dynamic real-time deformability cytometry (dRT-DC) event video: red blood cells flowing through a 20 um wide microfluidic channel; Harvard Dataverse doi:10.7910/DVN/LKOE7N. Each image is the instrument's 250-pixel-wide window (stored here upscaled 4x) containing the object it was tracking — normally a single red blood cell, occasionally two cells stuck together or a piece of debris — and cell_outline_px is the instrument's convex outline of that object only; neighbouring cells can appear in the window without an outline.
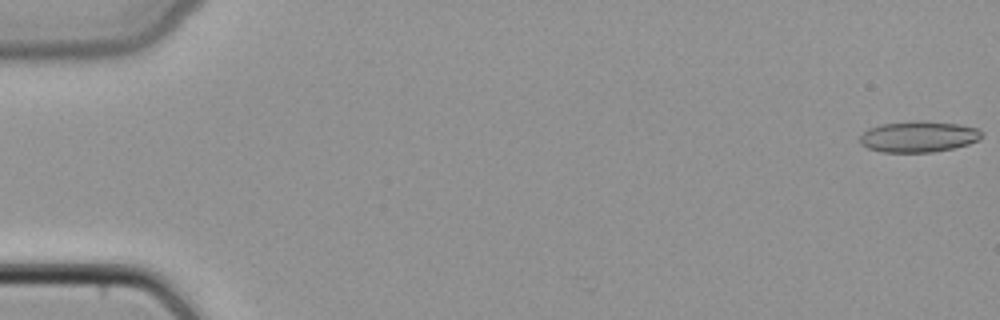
{"species": "common noctule bat (a hibernating species)", "species_latin": "Nyctalus noctula", "temperature_condition": "cold", "stored_images_in_passage": 7, "camera_frame_rate_fps": 3000, "um_per_image_px": 0.085, "animal": {"sex": "female", "body_mass_g": 22.7, "forearm_length_mm": 54.2}, "frame": {"image": 1, "passage_image": 1, "time_ms": 0.0, "image_size_px": [1000, 320], "cell_outline_px": [[984, 136], [980, 140], [968, 144], [952, 148], [932, 152], [880, 152], [868, 148], [860, 144], [860, 136], [868, 128], [880, 124], [912, 120], [924, 120], [960, 124], [976, 128], [984, 132]], "centroid_in_image_um": [78.09, 11.6], "position_along_channel_um": 6.9, "area_um2": 22.43}}